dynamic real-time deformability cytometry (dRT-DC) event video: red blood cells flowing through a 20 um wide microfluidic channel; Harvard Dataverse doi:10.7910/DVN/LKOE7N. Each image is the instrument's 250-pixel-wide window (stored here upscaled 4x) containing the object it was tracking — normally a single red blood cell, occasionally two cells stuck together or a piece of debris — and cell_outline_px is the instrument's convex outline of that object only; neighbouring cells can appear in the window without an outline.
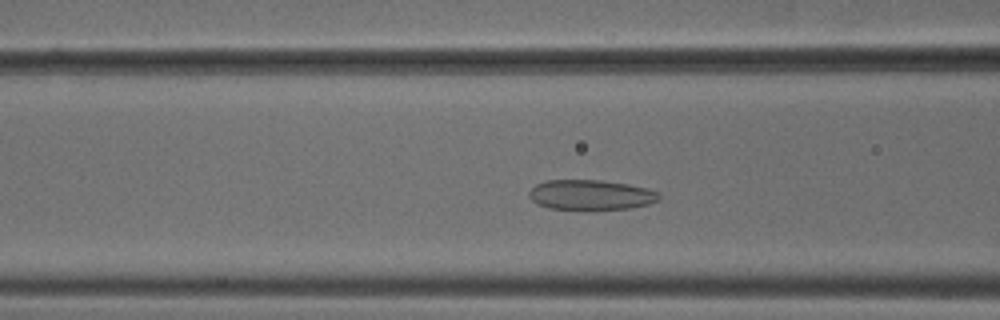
{"species": "common noctule bat (a hibernating species)", "species_latin": "Nyctalus noctula", "temperature_condition": "cold", "stored_images_in_passage": 36, "camera_frame_rate_fps": 3000, "um_per_image_px": 0.085, "animal": {"sex": "male", "body_mass_g": 18.8}, "frame": {"image": 1, "passage_image": 4, "time_ms": 1.0, "image_size_px": [1000, 320], "cell_outline_px": [[660, 200], [648, 204], [632, 208], [584, 212], [552, 208], [536, 204], [528, 196], [528, 192], [536, 184], [548, 180], [600, 180], [628, 184], [648, 188], [656, 192], [660, 196]], "centroid_in_image_um": [50.21, 16.6], "position_along_channel_um": 116.4, "area_um2": 23.52}}
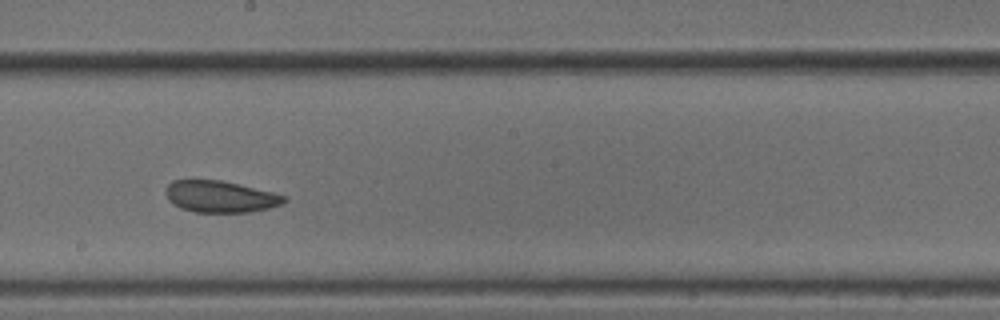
{"frame": {"image": 2, "passage_image": 13, "time_ms": 4.0, "image_size_px": [1000, 320], "cell_outline_px": [[288, 200], [284, 204], [268, 208], [248, 212], [196, 212], [180, 208], [172, 204], [168, 200], [164, 192], [168, 184], [172, 180], [220, 180], [272, 192], [288, 196]], "centroid_in_image_um": [18.72, 16.71], "position_along_channel_um": 229.5, "area_um2": 21.91}}
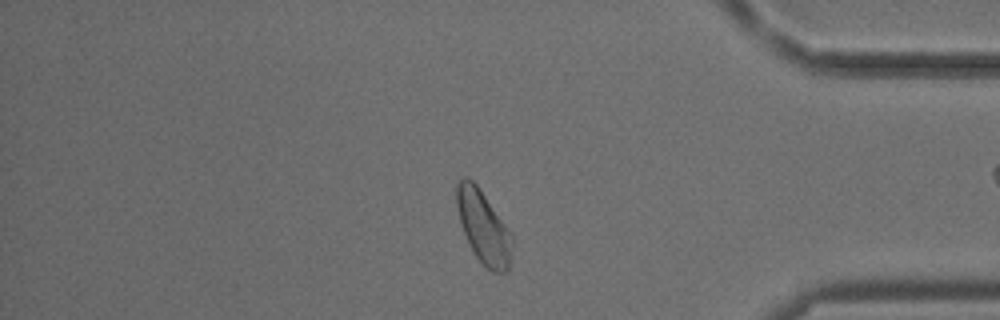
{"frame": {"image": 3, "passage_image": 28, "time_ms": 9.0, "image_size_px": [1000, 320], "cell_outline_px": [[512, 248], [508, 272], [492, 272], [476, 256], [464, 232], [460, 220], [456, 204], [456, 184], [464, 176], [468, 176], [476, 184], [508, 228], [512, 236]], "centroid_in_image_um": [41.09, 19.28], "position_along_channel_um": 394.1, "area_um2": 23.06}}